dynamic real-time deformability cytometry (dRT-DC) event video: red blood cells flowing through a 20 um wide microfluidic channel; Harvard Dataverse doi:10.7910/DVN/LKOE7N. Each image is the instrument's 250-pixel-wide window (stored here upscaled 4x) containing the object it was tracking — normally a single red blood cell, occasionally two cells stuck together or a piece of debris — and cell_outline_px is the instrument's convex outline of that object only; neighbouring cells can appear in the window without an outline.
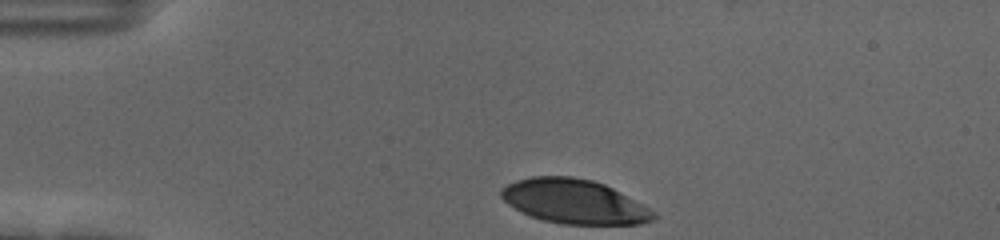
{"species": "human", "species_latin": "Homo sapiens", "temperature_condition": "cold", "stored_images_in_passage": 36, "camera_frame_rate_fps": 3000, "um_per_image_px": 0.085, "donor": {"sex": "female"}, "frame": {"image": 1, "passage_image": 1, "time_ms": 0.0, "image_size_px": [1000, 240], "cell_outline_px": [[656, 216], [652, 220], [640, 224], [560, 224], [544, 220], [532, 216], [508, 204], [500, 196], [500, 188], [516, 180], [532, 176], [572, 176], [592, 180], [604, 184], [612, 188], [656, 212]], "centroid_in_image_um": [48.79, 17.12], "position_along_channel_um": 36.2, "area_um2": 39.02}}
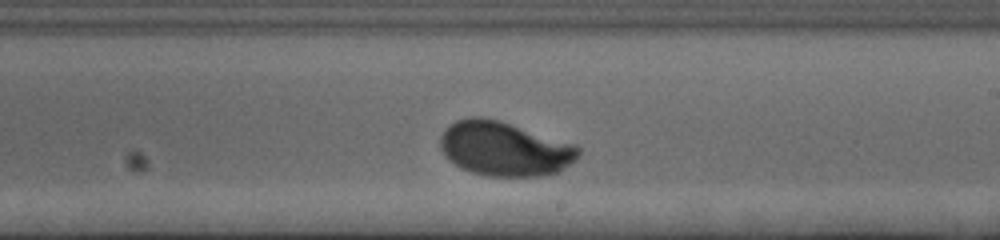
{"frame": {"image": 2, "passage_image": 23, "time_ms": 7.333, "image_size_px": [1000, 240], "cell_outline_px": [[580, 152], [576, 160], [560, 172], [540, 176], [488, 176], [472, 172], [460, 168], [444, 156], [440, 148], [440, 136], [448, 124], [456, 120], [472, 116], [480, 116], [500, 120], [576, 144], [580, 148]], "centroid_in_image_um": [42.88, 12.64], "position_along_channel_um": 246.1, "area_um2": 44.27}}
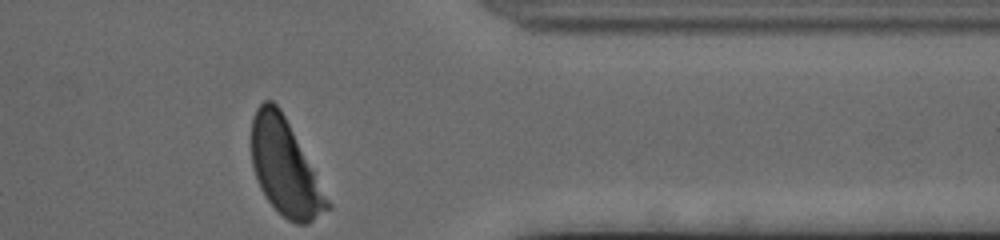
{"frame": {"image": 3, "passage_image": 36, "time_ms": 11.667, "image_size_px": [1000, 240], "cell_outline_px": [[332, 208], [308, 224], [296, 224], [288, 220], [268, 200], [260, 188], [252, 164], [252, 116], [256, 108], [264, 100], [272, 100], [280, 108], [332, 204]], "centroid_in_image_um": [24.23, 14.25], "position_along_channel_um": 387.2, "area_um2": 41.79}, "authors_computed_cell_mechanics": {"area_um2": 43.2344, "velocity_mm_per_s": 3.5115, "shape_relaxation_time_tau1_ms": 2.824, "shape_relaxation_time_tau2_ms": null, "deformation_change_tau1": 0.1728, "deformation_change_tau2": null}}